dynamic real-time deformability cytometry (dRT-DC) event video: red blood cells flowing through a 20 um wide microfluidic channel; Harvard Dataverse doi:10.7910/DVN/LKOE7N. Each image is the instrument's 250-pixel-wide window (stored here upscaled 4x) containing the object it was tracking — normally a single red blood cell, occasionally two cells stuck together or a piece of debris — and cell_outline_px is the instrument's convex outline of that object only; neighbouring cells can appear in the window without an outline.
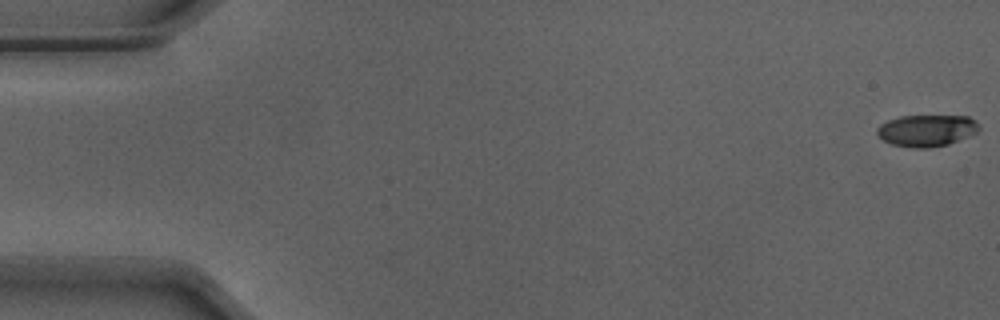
{"species": "Egyptian fruit bat (a non-hibernating species)", "species_latin": "Rousettus aegyptiacus", "temperature_condition": "warm", "stored_images_in_passage": 41, "camera_frame_rate_fps": 3000, "um_per_image_px": 0.085, "animal": {"sex": "male"}, "frame": {"image": 1, "passage_image": 1, "time_ms": 0.0, "image_size_px": [1000, 320], "cell_outline_px": [[980, 128], [976, 132], [948, 144], [928, 148], [912, 148], [892, 144], [884, 140], [876, 132], [876, 128], [880, 124], [888, 120], [900, 116], [968, 116]], "centroid_in_image_um": [78.71, 11.09], "position_along_channel_um": 6.3, "area_um2": 18.55}}
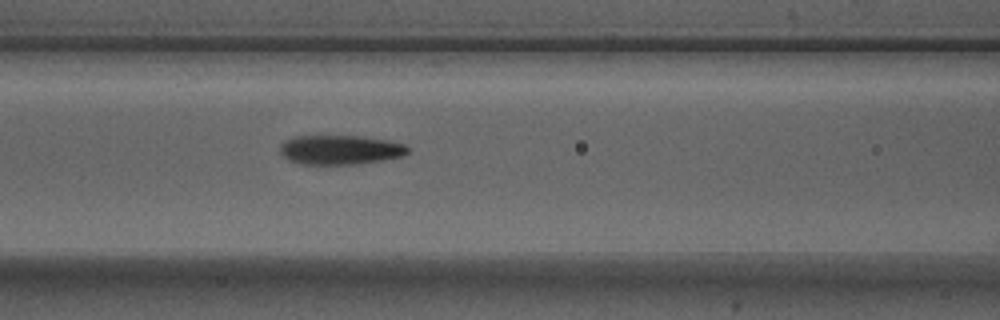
{"frame": {"image": 2, "passage_image": 23, "time_ms": 7.333, "image_size_px": [1000, 320], "cell_outline_px": [[408, 152], [404, 156], [356, 164], [300, 164], [288, 160], [280, 152], [280, 144], [284, 140], [292, 136], [364, 136], [404, 144], [408, 148]], "centroid_in_image_um": [28.86, 12.73], "position_along_channel_um": 137.7, "area_um2": 21.85}}
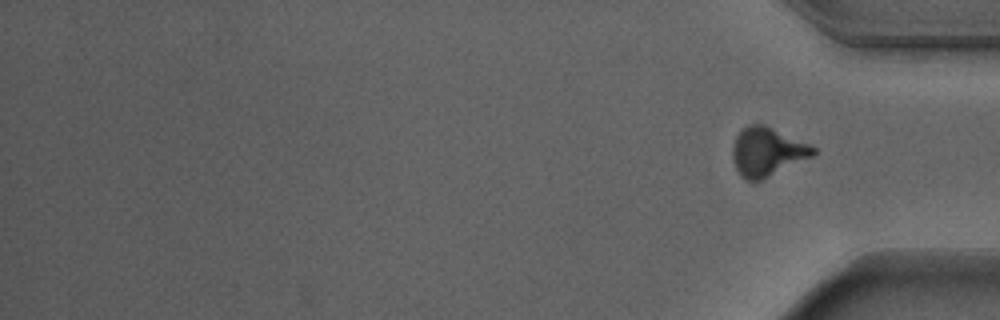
{"frame": {"image": 3, "passage_image": 41, "time_ms": 13.333, "image_size_px": [1000, 320], "cell_outline_px": [[816, 152], [812, 156], [760, 180], [744, 180], [740, 176], [732, 160], [732, 148], [736, 136], [748, 124], [764, 124], [808, 144], [816, 148]], "centroid_in_image_um": [65.16, 12.9], "position_along_channel_um": 370.0, "area_um2": 22.48}, "authors_computed_cell_mechanics": {"area_um2": 21.5594, "velocity_mm_per_s": 3.9022, "shape_relaxation_time_tau1_ms": 3.4697, "shape_relaxation_time_tau2_ms": 1.6417, "deformation_change_tau1": 0.1886, "deformation_change_tau2": 0.1086}}